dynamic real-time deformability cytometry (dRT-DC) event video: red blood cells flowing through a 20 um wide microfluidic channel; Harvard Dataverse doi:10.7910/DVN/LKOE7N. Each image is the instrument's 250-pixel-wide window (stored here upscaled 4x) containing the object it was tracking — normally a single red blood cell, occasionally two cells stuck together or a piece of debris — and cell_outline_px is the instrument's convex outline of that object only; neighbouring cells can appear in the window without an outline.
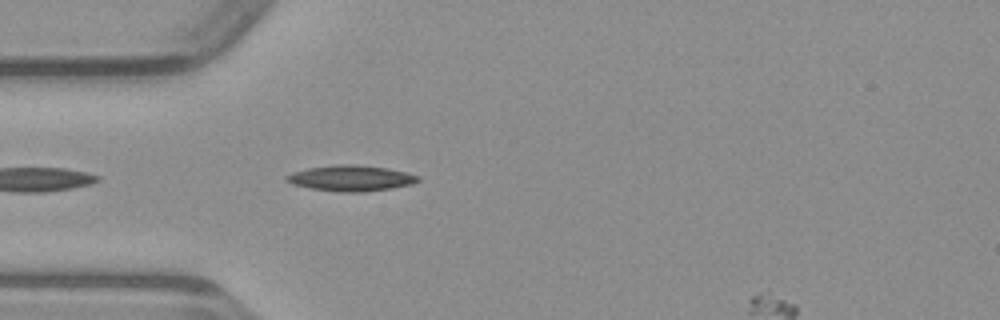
{"species": "common noctule bat (a hibernating species)", "species_latin": "Nyctalus noctula", "temperature_condition": "warm", "stored_images_in_passage": 25, "camera_frame_rate_fps": 3000, "um_per_image_px": 0.085, "animal": {"sex": "male", "body_mass_g": 23.1, "forearm_length_mm": 52.7}, "frame": {"image": 1, "passage_image": 4, "time_ms": 1.0, "image_size_px": [1000, 320], "cell_outline_px": [[420, 180], [412, 184], [392, 188], [364, 192], [336, 192], [308, 188], [292, 184], [284, 180], [284, 176], [292, 172], [308, 168], [336, 164], [352, 164], [388, 168], [420, 176]], "centroid_in_image_um": [29.78, 15.15], "position_along_channel_um": 55.2, "area_um2": 19.94}}
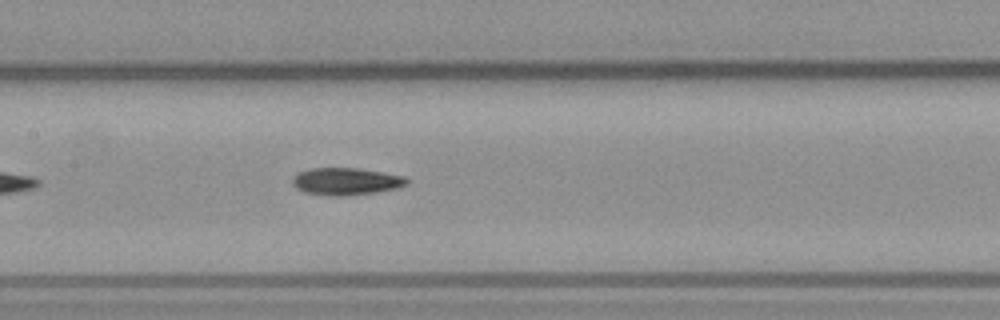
{"frame": {"image": 2, "passage_image": 13, "time_ms": 4.0, "image_size_px": [1000, 320], "cell_outline_px": [[408, 184], [400, 188], [376, 192], [344, 196], [328, 196], [304, 192], [296, 188], [292, 184], [292, 176], [296, 172], [312, 168], [356, 168], [384, 172], [404, 176], [408, 180]], "centroid_in_image_um": [29.4, 15.42], "position_along_channel_um": 178.0, "area_um2": 18.44}}
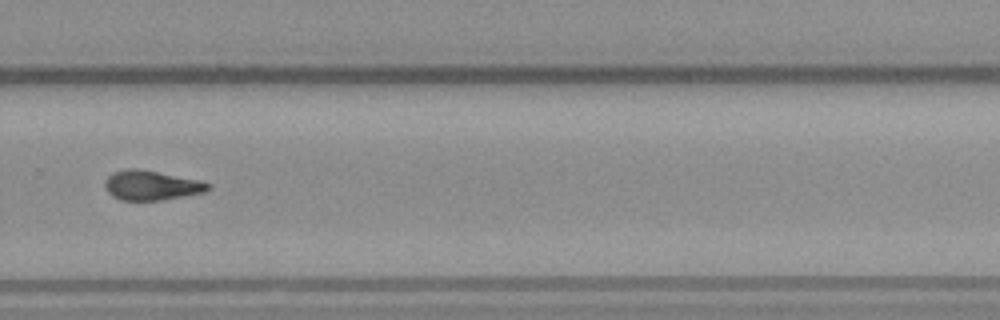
{"frame": {"image": 3, "passage_image": 23, "time_ms": 7.333, "image_size_px": [1000, 320], "cell_outline_px": [[212, 188], [204, 192], [164, 200], [120, 200], [112, 196], [108, 192], [104, 184], [104, 180], [112, 172], [128, 168], [136, 168], [200, 180], [212, 184]], "centroid_in_image_um": [12.87, 15.75], "position_along_channel_um": 316.9, "area_um2": 17.92}}